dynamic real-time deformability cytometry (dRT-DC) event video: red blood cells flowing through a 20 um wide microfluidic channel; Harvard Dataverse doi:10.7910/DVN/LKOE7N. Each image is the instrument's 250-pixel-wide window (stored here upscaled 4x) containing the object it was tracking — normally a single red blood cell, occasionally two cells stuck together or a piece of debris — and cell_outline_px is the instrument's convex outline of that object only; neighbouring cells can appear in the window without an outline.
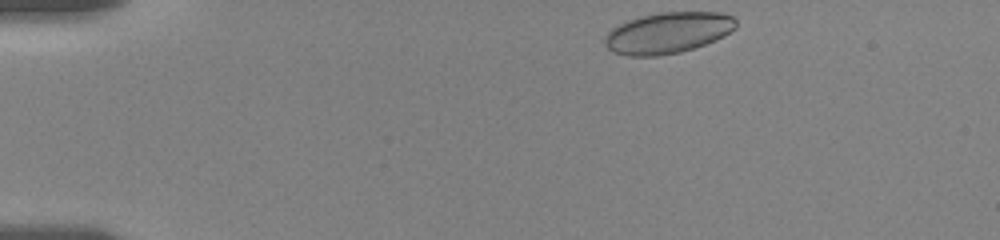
{"species": "human", "species_latin": "Homo sapiens", "temperature_condition": "room temperature", "stored_images_in_passage": 16, "camera_frame_rate_fps": 3000, "um_per_image_px": 0.085, "donor": {"sex": "female"}, "frame": {"image": 1, "passage_image": 1, "time_ms": 0.0, "image_size_px": [1000, 240], "cell_outline_px": [[736, 28], [724, 36], [716, 40], [680, 52], [656, 56], [628, 56], [612, 52], [604, 44], [604, 36], [612, 28], [628, 20], [640, 16], [660, 12], [720, 12], [732, 16], [736, 20]], "centroid_in_image_um": [56.76, 2.79], "position_along_channel_um": 28.2, "area_um2": 31.5}}
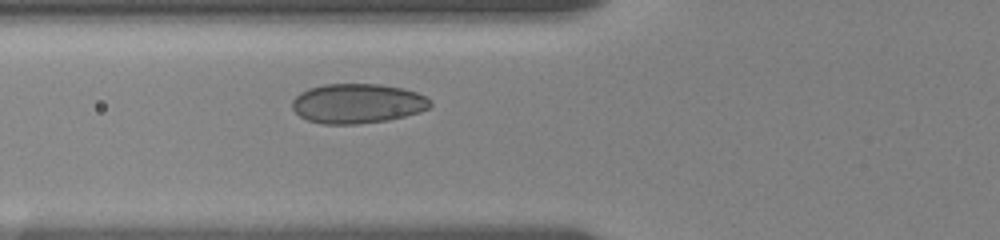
{"frame": {"image": 2, "passage_image": 10, "time_ms": 4.0, "image_size_px": [1000, 240], "cell_outline_px": [[432, 104], [428, 108], [420, 112], [388, 120], [356, 124], [324, 124], [308, 120], [300, 116], [292, 108], [292, 100], [300, 92], [308, 88], [324, 84], [380, 84], [404, 88], [416, 92], [432, 100]], "centroid_in_image_um": [30.39, 8.79], "position_along_channel_um": 95.4, "area_um2": 32.02}}
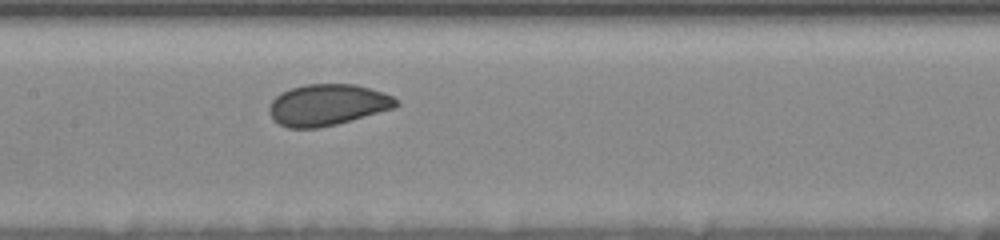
{"frame": {"image": 3, "passage_image": 16, "time_ms": 6.333, "image_size_px": [1000, 240], "cell_outline_px": [[400, 104], [396, 108], [336, 124], [316, 128], [288, 128], [272, 120], [268, 108], [272, 100], [280, 92], [304, 84], [356, 84], [392, 96]], "centroid_in_image_um": [27.81, 8.91], "position_along_channel_um": 179.6, "area_um2": 30.52}}